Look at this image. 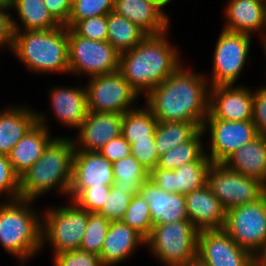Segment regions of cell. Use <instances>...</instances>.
<instances>
[{
  "instance_id": "obj_1",
  "label": "cell",
  "mask_w": 266,
  "mask_h": 266,
  "mask_svg": "<svg viewBox=\"0 0 266 266\" xmlns=\"http://www.w3.org/2000/svg\"><path fill=\"white\" fill-rule=\"evenodd\" d=\"M208 78L180 66L145 97L158 122L186 121L201 126L209 114Z\"/></svg>"
},
{
  "instance_id": "obj_2",
  "label": "cell",
  "mask_w": 266,
  "mask_h": 266,
  "mask_svg": "<svg viewBox=\"0 0 266 266\" xmlns=\"http://www.w3.org/2000/svg\"><path fill=\"white\" fill-rule=\"evenodd\" d=\"M168 31L147 35L131 50L120 54L119 72L130 86L145 96L182 64L177 47L168 41Z\"/></svg>"
},
{
  "instance_id": "obj_3",
  "label": "cell",
  "mask_w": 266,
  "mask_h": 266,
  "mask_svg": "<svg viewBox=\"0 0 266 266\" xmlns=\"http://www.w3.org/2000/svg\"><path fill=\"white\" fill-rule=\"evenodd\" d=\"M74 152L75 146L70 136L55 137L42 156L20 177V199L34 201L51 189L68 195Z\"/></svg>"
},
{
  "instance_id": "obj_4",
  "label": "cell",
  "mask_w": 266,
  "mask_h": 266,
  "mask_svg": "<svg viewBox=\"0 0 266 266\" xmlns=\"http://www.w3.org/2000/svg\"><path fill=\"white\" fill-rule=\"evenodd\" d=\"M11 51L31 72L69 74L66 26L14 31Z\"/></svg>"
},
{
  "instance_id": "obj_5",
  "label": "cell",
  "mask_w": 266,
  "mask_h": 266,
  "mask_svg": "<svg viewBox=\"0 0 266 266\" xmlns=\"http://www.w3.org/2000/svg\"><path fill=\"white\" fill-rule=\"evenodd\" d=\"M32 202L0 201V245L9 255L17 257L22 266L43 251L42 213L30 206Z\"/></svg>"
},
{
  "instance_id": "obj_6",
  "label": "cell",
  "mask_w": 266,
  "mask_h": 266,
  "mask_svg": "<svg viewBox=\"0 0 266 266\" xmlns=\"http://www.w3.org/2000/svg\"><path fill=\"white\" fill-rule=\"evenodd\" d=\"M198 235L190 220L155 224L145 245L161 264L184 266L197 259Z\"/></svg>"
},
{
  "instance_id": "obj_7",
  "label": "cell",
  "mask_w": 266,
  "mask_h": 266,
  "mask_svg": "<svg viewBox=\"0 0 266 266\" xmlns=\"http://www.w3.org/2000/svg\"><path fill=\"white\" fill-rule=\"evenodd\" d=\"M69 205L42 211V247L49 243L53 256L66 251L80 250L88 224L89 213L73 201ZM47 241V242H46Z\"/></svg>"
},
{
  "instance_id": "obj_8",
  "label": "cell",
  "mask_w": 266,
  "mask_h": 266,
  "mask_svg": "<svg viewBox=\"0 0 266 266\" xmlns=\"http://www.w3.org/2000/svg\"><path fill=\"white\" fill-rule=\"evenodd\" d=\"M69 74L91 77L119 71L120 53L108 41H95L68 28Z\"/></svg>"
},
{
  "instance_id": "obj_9",
  "label": "cell",
  "mask_w": 266,
  "mask_h": 266,
  "mask_svg": "<svg viewBox=\"0 0 266 266\" xmlns=\"http://www.w3.org/2000/svg\"><path fill=\"white\" fill-rule=\"evenodd\" d=\"M223 230L255 257L266 239V193L252 203L227 210Z\"/></svg>"
},
{
  "instance_id": "obj_10",
  "label": "cell",
  "mask_w": 266,
  "mask_h": 266,
  "mask_svg": "<svg viewBox=\"0 0 266 266\" xmlns=\"http://www.w3.org/2000/svg\"><path fill=\"white\" fill-rule=\"evenodd\" d=\"M207 185L226 211L252 203L266 193V186L262 182L232 171L223 163L210 165Z\"/></svg>"
},
{
  "instance_id": "obj_11",
  "label": "cell",
  "mask_w": 266,
  "mask_h": 266,
  "mask_svg": "<svg viewBox=\"0 0 266 266\" xmlns=\"http://www.w3.org/2000/svg\"><path fill=\"white\" fill-rule=\"evenodd\" d=\"M251 38L222 29L214 48L210 87L235 84L248 61Z\"/></svg>"
},
{
  "instance_id": "obj_12",
  "label": "cell",
  "mask_w": 266,
  "mask_h": 266,
  "mask_svg": "<svg viewBox=\"0 0 266 266\" xmlns=\"http://www.w3.org/2000/svg\"><path fill=\"white\" fill-rule=\"evenodd\" d=\"M85 89L92 112L124 114L137 107L133 104L140 97L119 71L91 77Z\"/></svg>"
},
{
  "instance_id": "obj_13",
  "label": "cell",
  "mask_w": 266,
  "mask_h": 266,
  "mask_svg": "<svg viewBox=\"0 0 266 266\" xmlns=\"http://www.w3.org/2000/svg\"><path fill=\"white\" fill-rule=\"evenodd\" d=\"M201 129L210 135V151L206 155L212 163H223L233 152L259 136L252 120L205 119Z\"/></svg>"
},
{
  "instance_id": "obj_14",
  "label": "cell",
  "mask_w": 266,
  "mask_h": 266,
  "mask_svg": "<svg viewBox=\"0 0 266 266\" xmlns=\"http://www.w3.org/2000/svg\"><path fill=\"white\" fill-rule=\"evenodd\" d=\"M197 259L206 266H255V257L223 229L199 231Z\"/></svg>"
},
{
  "instance_id": "obj_15",
  "label": "cell",
  "mask_w": 266,
  "mask_h": 266,
  "mask_svg": "<svg viewBox=\"0 0 266 266\" xmlns=\"http://www.w3.org/2000/svg\"><path fill=\"white\" fill-rule=\"evenodd\" d=\"M253 91L246 86L217 85L209 89L206 119L250 121L253 119Z\"/></svg>"
},
{
  "instance_id": "obj_16",
  "label": "cell",
  "mask_w": 266,
  "mask_h": 266,
  "mask_svg": "<svg viewBox=\"0 0 266 266\" xmlns=\"http://www.w3.org/2000/svg\"><path fill=\"white\" fill-rule=\"evenodd\" d=\"M122 113L88 111L79 126L77 138H72L75 150L99 151L105 144L121 135Z\"/></svg>"
},
{
  "instance_id": "obj_17",
  "label": "cell",
  "mask_w": 266,
  "mask_h": 266,
  "mask_svg": "<svg viewBox=\"0 0 266 266\" xmlns=\"http://www.w3.org/2000/svg\"><path fill=\"white\" fill-rule=\"evenodd\" d=\"M211 161H193L174 170L158 167L149 172V179L168 193L188 194L207 184Z\"/></svg>"
},
{
  "instance_id": "obj_18",
  "label": "cell",
  "mask_w": 266,
  "mask_h": 266,
  "mask_svg": "<svg viewBox=\"0 0 266 266\" xmlns=\"http://www.w3.org/2000/svg\"><path fill=\"white\" fill-rule=\"evenodd\" d=\"M45 114L37 112V123L17 142L8 158L19 178L42 156L55 138L50 135Z\"/></svg>"
},
{
  "instance_id": "obj_19",
  "label": "cell",
  "mask_w": 266,
  "mask_h": 266,
  "mask_svg": "<svg viewBox=\"0 0 266 266\" xmlns=\"http://www.w3.org/2000/svg\"><path fill=\"white\" fill-rule=\"evenodd\" d=\"M139 194L149 205L153 226L189 220L183 194L168 193L149 178L141 185Z\"/></svg>"
},
{
  "instance_id": "obj_20",
  "label": "cell",
  "mask_w": 266,
  "mask_h": 266,
  "mask_svg": "<svg viewBox=\"0 0 266 266\" xmlns=\"http://www.w3.org/2000/svg\"><path fill=\"white\" fill-rule=\"evenodd\" d=\"M112 163L99 151L75 150L70 188L113 185Z\"/></svg>"
},
{
  "instance_id": "obj_21",
  "label": "cell",
  "mask_w": 266,
  "mask_h": 266,
  "mask_svg": "<svg viewBox=\"0 0 266 266\" xmlns=\"http://www.w3.org/2000/svg\"><path fill=\"white\" fill-rule=\"evenodd\" d=\"M184 196L189 220L199 231L223 229L226 210L207 184Z\"/></svg>"
},
{
  "instance_id": "obj_22",
  "label": "cell",
  "mask_w": 266,
  "mask_h": 266,
  "mask_svg": "<svg viewBox=\"0 0 266 266\" xmlns=\"http://www.w3.org/2000/svg\"><path fill=\"white\" fill-rule=\"evenodd\" d=\"M145 239L122 221H111L104 239L100 260L103 266H116L135 253Z\"/></svg>"
},
{
  "instance_id": "obj_23",
  "label": "cell",
  "mask_w": 266,
  "mask_h": 266,
  "mask_svg": "<svg viewBox=\"0 0 266 266\" xmlns=\"http://www.w3.org/2000/svg\"><path fill=\"white\" fill-rule=\"evenodd\" d=\"M54 116L65 127L78 129L88 113L84 87H53L49 93Z\"/></svg>"
},
{
  "instance_id": "obj_24",
  "label": "cell",
  "mask_w": 266,
  "mask_h": 266,
  "mask_svg": "<svg viewBox=\"0 0 266 266\" xmlns=\"http://www.w3.org/2000/svg\"><path fill=\"white\" fill-rule=\"evenodd\" d=\"M114 12L130 20L147 35L169 31L170 18L147 0H115Z\"/></svg>"
},
{
  "instance_id": "obj_25",
  "label": "cell",
  "mask_w": 266,
  "mask_h": 266,
  "mask_svg": "<svg viewBox=\"0 0 266 266\" xmlns=\"http://www.w3.org/2000/svg\"><path fill=\"white\" fill-rule=\"evenodd\" d=\"M263 0H229L223 11L226 17L224 30L252 36L259 33L263 37Z\"/></svg>"
},
{
  "instance_id": "obj_26",
  "label": "cell",
  "mask_w": 266,
  "mask_h": 266,
  "mask_svg": "<svg viewBox=\"0 0 266 266\" xmlns=\"http://www.w3.org/2000/svg\"><path fill=\"white\" fill-rule=\"evenodd\" d=\"M223 164L230 170L254 178L266 186V136L237 149Z\"/></svg>"
},
{
  "instance_id": "obj_27",
  "label": "cell",
  "mask_w": 266,
  "mask_h": 266,
  "mask_svg": "<svg viewBox=\"0 0 266 266\" xmlns=\"http://www.w3.org/2000/svg\"><path fill=\"white\" fill-rule=\"evenodd\" d=\"M37 123V111L26 106L0 110V155L8 156L17 142Z\"/></svg>"
},
{
  "instance_id": "obj_28",
  "label": "cell",
  "mask_w": 266,
  "mask_h": 266,
  "mask_svg": "<svg viewBox=\"0 0 266 266\" xmlns=\"http://www.w3.org/2000/svg\"><path fill=\"white\" fill-rule=\"evenodd\" d=\"M16 10L21 24L12 19L13 31L47 30L61 26L49 13L43 0H7ZM22 25V27H21Z\"/></svg>"
},
{
  "instance_id": "obj_29",
  "label": "cell",
  "mask_w": 266,
  "mask_h": 266,
  "mask_svg": "<svg viewBox=\"0 0 266 266\" xmlns=\"http://www.w3.org/2000/svg\"><path fill=\"white\" fill-rule=\"evenodd\" d=\"M158 121L147 106L123 114L121 135L130 144L135 141H155Z\"/></svg>"
},
{
  "instance_id": "obj_30",
  "label": "cell",
  "mask_w": 266,
  "mask_h": 266,
  "mask_svg": "<svg viewBox=\"0 0 266 266\" xmlns=\"http://www.w3.org/2000/svg\"><path fill=\"white\" fill-rule=\"evenodd\" d=\"M107 41L120 54L138 45L147 34L130 20L112 11L107 14Z\"/></svg>"
},
{
  "instance_id": "obj_31",
  "label": "cell",
  "mask_w": 266,
  "mask_h": 266,
  "mask_svg": "<svg viewBox=\"0 0 266 266\" xmlns=\"http://www.w3.org/2000/svg\"><path fill=\"white\" fill-rule=\"evenodd\" d=\"M201 128L202 126L195 122H158L155 130L158 156L161 157L176 146L191 140Z\"/></svg>"
},
{
  "instance_id": "obj_32",
  "label": "cell",
  "mask_w": 266,
  "mask_h": 266,
  "mask_svg": "<svg viewBox=\"0 0 266 266\" xmlns=\"http://www.w3.org/2000/svg\"><path fill=\"white\" fill-rule=\"evenodd\" d=\"M202 129L189 141L169 150L159 157L157 167L164 170H174L193 161H210L205 152Z\"/></svg>"
},
{
  "instance_id": "obj_33",
  "label": "cell",
  "mask_w": 266,
  "mask_h": 266,
  "mask_svg": "<svg viewBox=\"0 0 266 266\" xmlns=\"http://www.w3.org/2000/svg\"><path fill=\"white\" fill-rule=\"evenodd\" d=\"M114 184L112 188L139 194L141 185L149 178V171L130 155L112 163Z\"/></svg>"
},
{
  "instance_id": "obj_34",
  "label": "cell",
  "mask_w": 266,
  "mask_h": 266,
  "mask_svg": "<svg viewBox=\"0 0 266 266\" xmlns=\"http://www.w3.org/2000/svg\"><path fill=\"white\" fill-rule=\"evenodd\" d=\"M121 221L133 228L145 240L150 236L153 227L151 213L148 203L140 194L132 197Z\"/></svg>"
},
{
  "instance_id": "obj_35",
  "label": "cell",
  "mask_w": 266,
  "mask_h": 266,
  "mask_svg": "<svg viewBox=\"0 0 266 266\" xmlns=\"http://www.w3.org/2000/svg\"><path fill=\"white\" fill-rule=\"evenodd\" d=\"M110 221L97 213H89L88 224L83 235L80 250L100 256Z\"/></svg>"
},
{
  "instance_id": "obj_36",
  "label": "cell",
  "mask_w": 266,
  "mask_h": 266,
  "mask_svg": "<svg viewBox=\"0 0 266 266\" xmlns=\"http://www.w3.org/2000/svg\"><path fill=\"white\" fill-rule=\"evenodd\" d=\"M112 185L101 187L69 188L68 196L79 208L88 213H97L103 206Z\"/></svg>"
},
{
  "instance_id": "obj_37",
  "label": "cell",
  "mask_w": 266,
  "mask_h": 266,
  "mask_svg": "<svg viewBox=\"0 0 266 266\" xmlns=\"http://www.w3.org/2000/svg\"><path fill=\"white\" fill-rule=\"evenodd\" d=\"M115 0H77L71 7L69 20L65 25L72 28L78 21L95 17L99 15H107L114 11Z\"/></svg>"
},
{
  "instance_id": "obj_38",
  "label": "cell",
  "mask_w": 266,
  "mask_h": 266,
  "mask_svg": "<svg viewBox=\"0 0 266 266\" xmlns=\"http://www.w3.org/2000/svg\"><path fill=\"white\" fill-rule=\"evenodd\" d=\"M133 196L135 194L132 191H123L111 187L102 208L97 214L105 216L110 222L121 221Z\"/></svg>"
},
{
  "instance_id": "obj_39",
  "label": "cell",
  "mask_w": 266,
  "mask_h": 266,
  "mask_svg": "<svg viewBox=\"0 0 266 266\" xmlns=\"http://www.w3.org/2000/svg\"><path fill=\"white\" fill-rule=\"evenodd\" d=\"M20 178L15 173L8 156L0 155V196H7L3 202H11L20 199L19 196Z\"/></svg>"
},
{
  "instance_id": "obj_40",
  "label": "cell",
  "mask_w": 266,
  "mask_h": 266,
  "mask_svg": "<svg viewBox=\"0 0 266 266\" xmlns=\"http://www.w3.org/2000/svg\"><path fill=\"white\" fill-rule=\"evenodd\" d=\"M71 29L83 38L95 41H107V15H99L80 20Z\"/></svg>"
},
{
  "instance_id": "obj_41",
  "label": "cell",
  "mask_w": 266,
  "mask_h": 266,
  "mask_svg": "<svg viewBox=\"0 0 266 266\" xmlns=\"http://www.w3.org/2000/svg\"><path fill=\"white\" fill-rule=\"evenodd\" d=\"M53 266H103L100 256L81 250L54 255Z\"/></svg>"
},
{
  "instance_id": "obj_42",
  "label": "cell",
  "mask_w": 266,
  "mask_h": 266,
  "mask_svg": "<svg viewBox=\"0 0 266 266\" xmlns=\"http://www.w3.org/2000/svg\"><path fill=\"white\" fill-rule=\"evenodd\" d=\"M133 155L149 172L156 168L159 161L155 141H135L131 146Z\"/></svg>"
},
{
  "instance_id": "obj_43",
  "label": "cell",
  "mask_w": 266,
  "mask_h": 266,
  "mask_svg": "<svg viewBox=\"0 0 266 266\" xmlns=\"http://www.w3.org/2000/svg\"><path fill=\"white\" fill-rule=\"evenodd\" d=\"M253 123L259 135L266 136V86L253 91Z\"/></svg>"
},
{
  "instance_id": "obj_44",
  "label": "cell",
  "mask_w": 266,
  "mask_h": 266,
  "mask_svg": "<svg viewBox=\"0 0 266 266\" xmlns=\"http://www.w3.org/2000/svg\"><path fill=\"white\" fill-rule=\"evenodd\" d=\"M99 152L111 163H114L122 158L130 156L131 147L123 136L120 135L105 144Z\"/></svg>"
},
{
  "instance_id": "obj_45",
  "label": "cell",
  "mask_w": 266,
  "mask_h": 266,
  "mask_svg": "<svg viewBox=\"0 0 266 266\" xmlns=\"http://www.w3.org/2000/svg\"><path fill=\"white\" fill-rule=\"evenodd\" d=\"M9 4L6 1L3 5H0V47H7L12 50L13 45V27Z\"/></svg>"
},
{
  "instance_id": "obj_46",
  "label": "cell",
  "mask_w": 266,
  "mask_h": 266,
  "mask_svg": "<svg viewBox=\"0 0 266 266\" xmlns=\"http://www.w3.org/2000/svg\"><path fill=\"white\" fill-rule=\"evenodd\" d=\"M51 16L62 26L69 20L71 5L68 0H43Z\"/></svg>"
},
{
  "instance_id": "obj_47",
  "label": "cell",
  "mask_w": 266,
  "mask_h": 266,
  "mask_svg": "<svg viewBox=\"0 0 266 266\" xmlns=\"http://www.w3.org/2000/svg\"><path fill=\"white\" fill-rule=\"evenodd\" d=\"M255 266H266V239L262 248L255 256Z\"/></svg>"
},
{
  "instance_id": "obj_48",
  "label": "cell",
  "mask_w": 266,
  "mask_h": 266,
  "mask_svg": "<svg viewBox=\"0 0 266 266\" xmlns=\"http://www.w3.org/2000/svg\"><path fill=\"white\" fill-rule=\"evenodd\" d=\"M147 1L157 6L169 18L168 14H166L165 11H163V9L164 7H166V5H169L172 0H147Z\"/></svg>"
},
{
  "instance_id": "obj_49",
  "label": "cell",
  "mask_w": 266,
  "mask_h": 266,
  "mask_svg": "<svg viewBox=\"0 0 266 266\" xmlns=\"http://www.w3.org/2000/svg\"><path fill=\"white\" fill-rule=\"evenodd\" d=\"M266 38V1L264 2V23H263V37L262 41Z\"/></svg>"
},
{
  "instance_id": "obj_50",
  "label": "cell",
  "mask_w": 266,
  "mask_h": 266,
  "mask_svg": "<svg viewBox=\"0 0 266 266\" xmlns=\"http://www.w3.org/2000/svg\"><path fill=\"white\" fill-rule=\"evenodd\" d=\"M184 266H206V265H204L198 259H196L192 262H189L187 265H184Z\"/></svg>"
},
{
  "instance_id": "obj_51",
  "label": "cell",
  "mask_w": 266,
  "mask_h": 266,
  "mask_svg": "<svg viewBox=\"0 0 266 266\" xmlns=\"http://www.w3.org/2000/svg\"><path fill=\"white\" fill-rule=\"evenodd\" d=\"M262 47H263V50H264V53H265V56H266V38L262 41Z\"/></svg>"
},
{
  "instance_id": "obj_52",
  "label": "cell",
  "mask_w": 266,
  "mask_h": 266,
  "mask_svg": "<svg viewBox=\"0 0 266 266\" xmlns=\"http://www.w3.org/2000/svg\"><path fill=\"white\" fill-rule=\"evenodd\" d=\"M69 1V4L71 5V6H73L76 2H77V0H68Z\"/></svg>"
},
{
  "instance_id": "obj_53",
  "label": "cell",
  "mask_w": 266,
  "mask_h": 266,
  "mask_svg": "<svg viewBox=\"0 0 266 266\" xmlns=\"http://www.w3.org/2000/svg\"><path fill=\"white\" fill-rule=\"evenodd\" d=\"M7 0H0V5H3Z\"/></svg>"
}]
</instances>
